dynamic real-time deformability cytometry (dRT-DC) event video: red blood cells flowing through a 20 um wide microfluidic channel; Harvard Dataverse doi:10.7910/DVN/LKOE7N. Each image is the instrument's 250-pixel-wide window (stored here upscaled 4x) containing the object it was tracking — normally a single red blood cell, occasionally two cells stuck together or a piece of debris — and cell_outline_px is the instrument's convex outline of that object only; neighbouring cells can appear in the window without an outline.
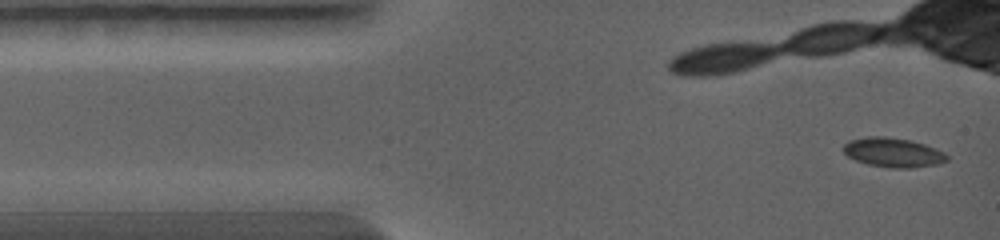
{"species": "common noctule bat (a hibernating species)", "species_latin": "Nyctalus noctula", "temperature_condition": "warm", "stored_images_in_passage": 9, "camera_frame_rate_fps": 5000, "um_per_image_px": 0.085, "animal": {"sex": "female", "body_mass_g": 19.0, "forearm_length_mm": 56.7}, "frame": {"image": 1, "passage_image": 1, "time_ms": 0.0, "image_size_px": [1000, 240], "cell_outline_px": [[948, 160], [936, 164], [912, 168], [892, 168], [868, 164], [856, 160], [848, 156], [844, 152], [844, 144], [848, 140], [868, 136], [884, 136], [912, 140], [936, 148], [944, 152], [948, 156]], "centroid_in_image_um": [75.92, 12.95], "position_along_channel_um": 9.1, "area_um2": 17.74}}